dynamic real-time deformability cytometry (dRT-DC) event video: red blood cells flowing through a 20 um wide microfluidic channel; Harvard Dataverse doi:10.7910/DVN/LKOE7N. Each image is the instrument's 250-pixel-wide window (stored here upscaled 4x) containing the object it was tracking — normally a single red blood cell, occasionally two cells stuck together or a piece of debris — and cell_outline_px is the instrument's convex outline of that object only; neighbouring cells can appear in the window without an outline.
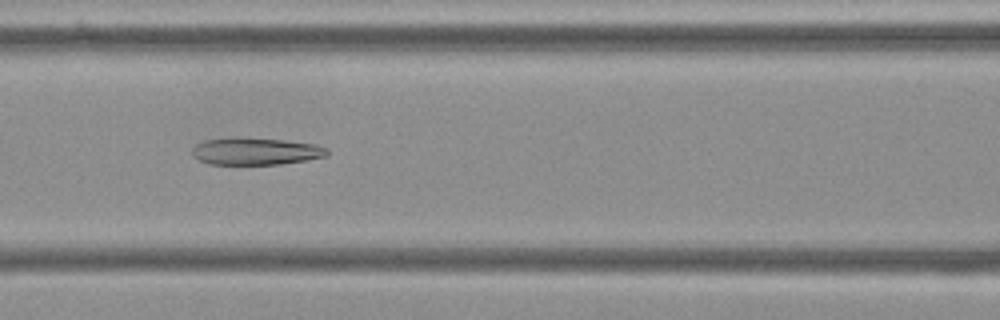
{"species": "Egyptian fruit bat (a non-hibernating species)", "species_latin": "Rousettus aegyptiacus", "temperature_condition": "cold", "stored_images_in_passage": 41, "camera_frame_rate_fps": 3000, "um_per_image_px": 0.085, "frame": {"image": 1, "passage_image": 9, "time_ms": 2.667, "image_size_px": [1000, 320], "cell_outline_px": [[328, 156], [308, 160], [280, 164], [208, 164], [192, 156], [192, 148], [196, 144], [204, 140], [232, 136], [240, 136], [284, 140], [316, 144], [328, 148]], "centroid_in_image_um": [21.72, 12.84], "position_along_channel_um": 144.9, "area_um2": 21.85}}
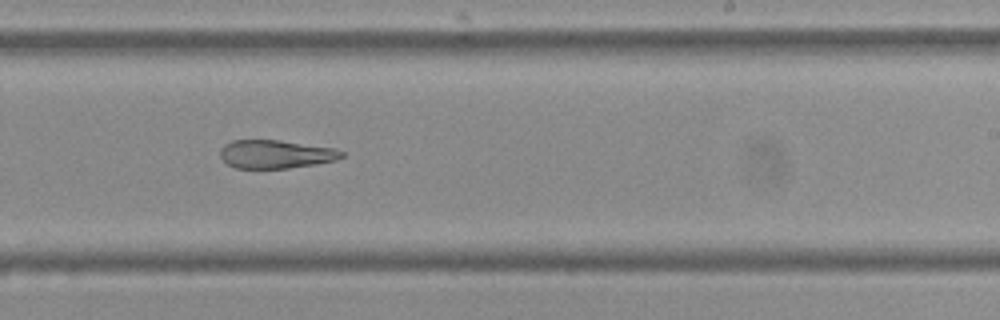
{"frame": {"image": 2, "passage_image": 19, "time_ms": 6.0, "image_size_px": [1000, 320], "cell_outline_px": [[344, 156], [336, 160], [316, 164], [288, 168], [236, 168], [228, 164], [220, 156], [220, 148], [224, 144], [232, 140], [280, 140], [336, 148], [344, 152]], "centroid_in_image_um": [23.45, 13.1], "position_along_channel_um": 265.6, "area_um2": 20.17}}
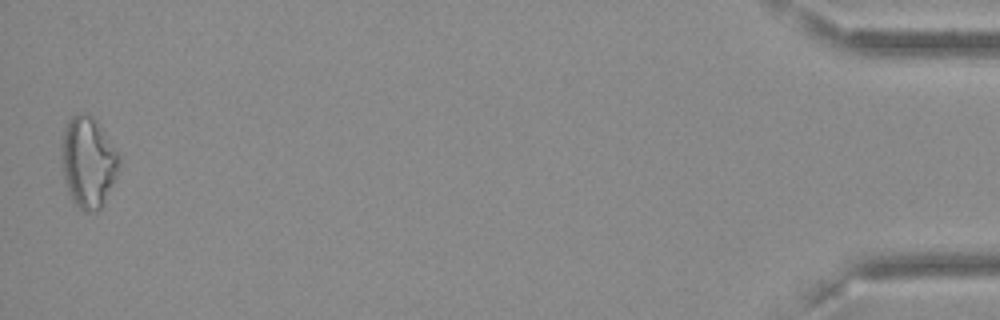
{"frame": {"image": 3, "passage_image": 40, "time_ms": 13.0, "image_size_px": [1000, 320], "cell_outline_px": [[120, 164], [116, 176], [100, 208], [96, 212], [84, 212], [72, 200], [68, 192], [64, 180], [60, 156], [60, 136], [68, 120], [76, 112], [88, 112], [96, 120], [120, 156]], "centroid_in_image_um": [7.44, 13.73], "position_along_channel_um": 427.8, "area_um2": 30.87}, "authors_computed_cell_mechanics": {"area_um2": 22.5998, "velocity_mm_per_s": 3.6279, "shape_relaxation_time_tau1_ms": null, "shape_relaxation_time_tau2_ms": 6.6552, "deformation_change_tau1": null, "deformation_change_tau2": 0.1655}}